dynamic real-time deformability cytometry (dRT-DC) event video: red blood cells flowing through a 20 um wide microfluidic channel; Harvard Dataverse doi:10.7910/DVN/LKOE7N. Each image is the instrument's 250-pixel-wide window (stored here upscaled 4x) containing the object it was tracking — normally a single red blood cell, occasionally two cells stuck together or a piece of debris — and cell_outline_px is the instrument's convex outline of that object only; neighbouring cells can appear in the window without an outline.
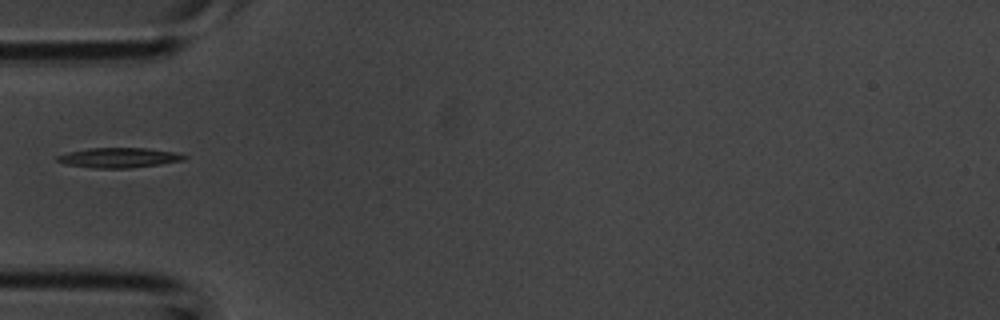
{"species": "common noctule bat (a hibernating species)", "species_latin": "Nyctalus noctula", "temperature_condition": "room temperature", "stored_images_in_passage": 29, "camera_frame_rate_fps": 3000, "um_per_image_px": 0.085, "animal": {"sex": "male", "body_mass_g": 20.1, "forearm_length_mm": 53.5}, "frame": {"image": 1, "passage_image": 1, "time_ms": 0.0, "image_size_px": [1000, 320], "cell_outline_px": [[188, 156], [184, 160], [160, 164], [128, 168], [92, 168], [68, 164], [56, 160], [56, 156], [68, 152], [88, 148], [144, 148], [176, 152]], "centroid_in_image_um": [10.12, 13.4], "position_along_channel_um": 74.9, "area_um2": 14.62}}
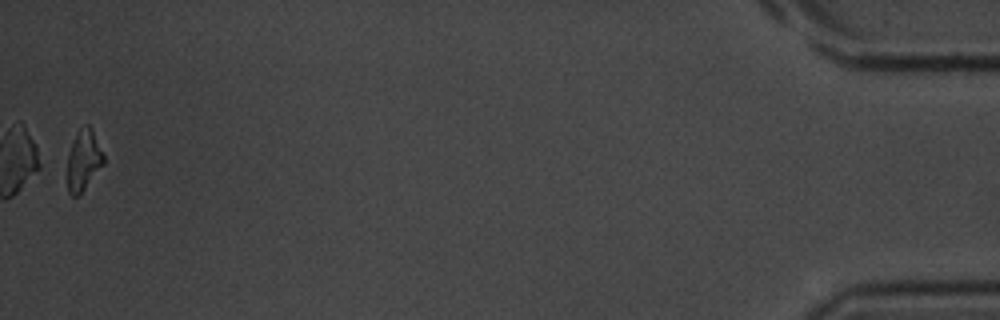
{"frame": {"image": 2, "passage_image": 29, "time_ms": 9.333, "image_size_px": [1000, 320], "cell_outline_px": [[104, 164], [80, 196], [72, 196], [68, 192], [68, 152], [76, 132], [84, 124], [88, 124], [92, 128], [104, 156]], "centroid_in_image_um": [7.11, 13.63], "position_along_channel_um": 428.1, "area_um2": 13.01}}